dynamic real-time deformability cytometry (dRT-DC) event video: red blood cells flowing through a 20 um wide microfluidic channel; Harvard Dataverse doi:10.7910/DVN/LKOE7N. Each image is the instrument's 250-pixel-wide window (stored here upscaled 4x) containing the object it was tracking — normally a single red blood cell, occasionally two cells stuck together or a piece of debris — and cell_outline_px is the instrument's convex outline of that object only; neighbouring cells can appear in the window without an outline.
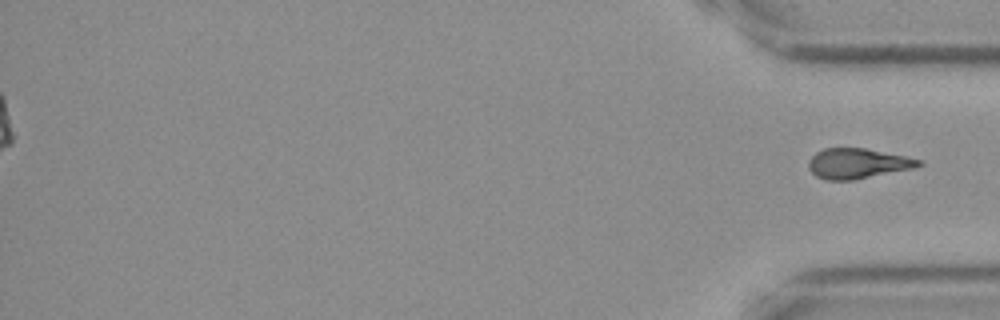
{"species": "Egyptian fruit bat (a non-hibernating species)", "species_latin": "Rousettus aegyptiacus", "temperature_condition": "cold", "stored_images_in_passage": 43, "segment_of_instrument_passage": [2, 2], "camera_frame_rate_fps": 3000, "um_per_image_px": 0.085, "frame": {"image": 1, "passage_image": 43, "time_ms": 14.0, "image_size_px": [1000, 320], "cell_outline_px": [[920, 164], [912, 168], [852, 180], [824, 180], [816, 176], [808, 168], [808, 160], [816, 152], [824, 148], [864, 148], [904, 156], [920, 160]], "centroid_in_image_um": [72.8, 13.89], "position_along_channel_um": 362.4, "area_um2": 19.02}}